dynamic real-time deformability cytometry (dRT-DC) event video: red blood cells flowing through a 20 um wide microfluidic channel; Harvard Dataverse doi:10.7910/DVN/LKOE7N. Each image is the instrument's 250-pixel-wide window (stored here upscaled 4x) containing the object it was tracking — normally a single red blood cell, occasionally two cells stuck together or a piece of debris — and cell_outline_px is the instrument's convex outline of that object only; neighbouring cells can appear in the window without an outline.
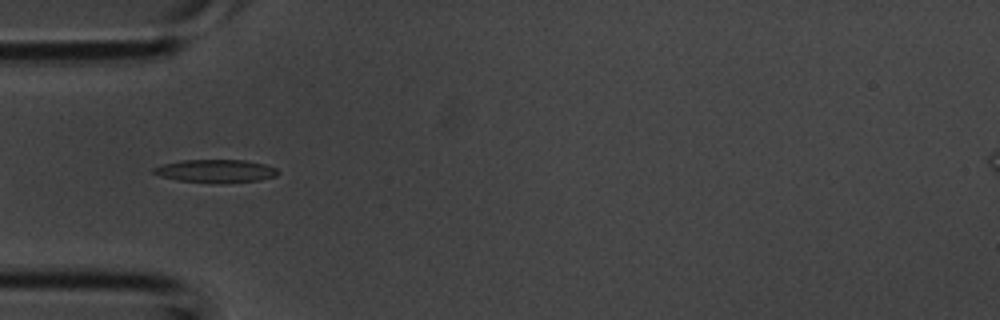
{"species": "common noctule bat (a hibernating species)", "species_latin": "Nyctalus noctula", "temperature_condition": "room temperature", "stored_images_in_passage": 3, "camera_frame_rate_fps": 3000, "um_per_image_px": 0.085, "animal": {"sex": "male", "body_mass_g": 20.1, "forearm_length_mm": 53.5}, "frame": {"image": 1, "passage_image": 3, "time_ms": 0.667, "image_size_px": [1000, 320], "cell_outline_px": [[280, 172], [276, 176], [260, 180], [220, 184], [176, 180], [160, 176], [152, 172], [152, 168], [164, 164], [180, 160], [244, 160], [264, 164], [276, 168]], "centroid_in_image_um": [18.34, 14.55], "position_along_channel_um": 66.7, "area_um2": 16.88}}